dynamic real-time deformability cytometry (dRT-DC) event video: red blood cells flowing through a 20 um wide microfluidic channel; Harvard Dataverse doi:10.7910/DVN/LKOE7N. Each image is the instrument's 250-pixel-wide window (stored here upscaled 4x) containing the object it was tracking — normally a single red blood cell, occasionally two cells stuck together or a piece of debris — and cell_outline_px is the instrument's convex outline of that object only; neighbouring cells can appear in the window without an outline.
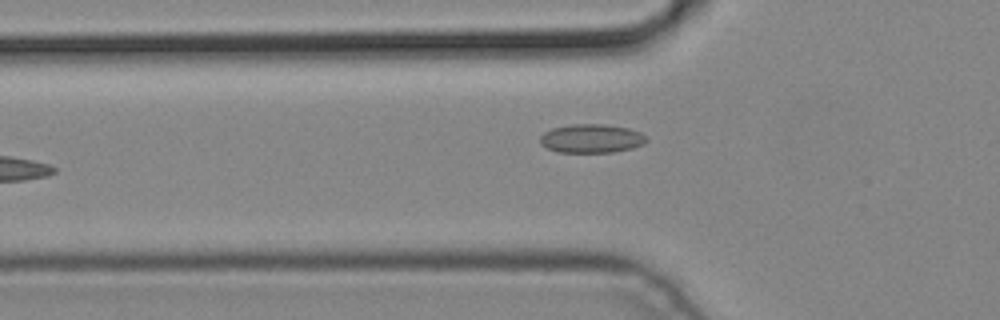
{"species": "common noctule bat (a hibernating species)", "species_latin": "Nyctalus noctula", "temperature_condition": "cold", "stored_images_in_passage": 6, "camera_frame_rate_fps": 3000, "um_per_image_px": 0.085, "animal": {"sex": "male", "body_mass_g": 19.2, "forearm_length_mm": 51.8}, "frame": {"image": 1, "passage_image": 5, "time_ms": 1.333, "image_size_px": [1000, 320], "cell_outline_px": [[648, 140], [644, 144], [632, 148], [612, 152], [556, 152], [540, 144], [540, 136], [544, 132], [552, 128], [572, 124], [604, 124], [628, 128], [640, 132]], "centroid_in_image_um": [50.26, 11.77], "position_along_channel_um": 75.5, "area_um2": 17.8}}
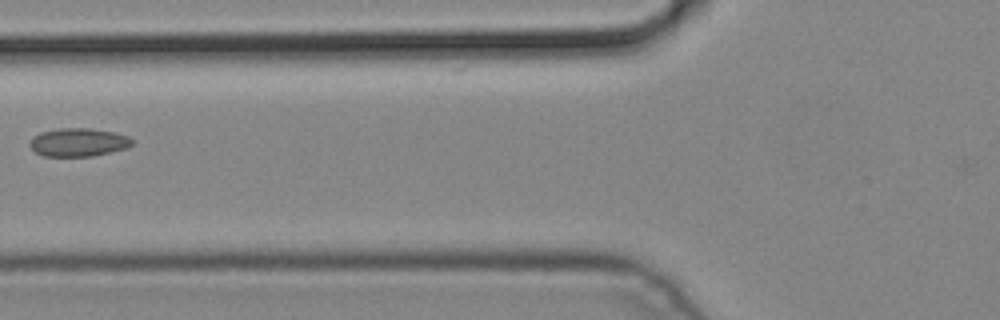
{"frame": {"image": 2, "passage_image": 6, "time_ms": 1.667, "image_size_px": [1000, 320], "cell_outline_px": [[132, 144], [124, 148], [92, 156], [44, 156], [36, 152], [28, 144], [32, 136], [40, 132], [60, 128], [88, 128], [112, 132], [128, 136], [132, 140]], "centroid_in_image_um": [6.59, 12.09], "position_along_channel_um": 119.2, "area_um2": 16.65}}